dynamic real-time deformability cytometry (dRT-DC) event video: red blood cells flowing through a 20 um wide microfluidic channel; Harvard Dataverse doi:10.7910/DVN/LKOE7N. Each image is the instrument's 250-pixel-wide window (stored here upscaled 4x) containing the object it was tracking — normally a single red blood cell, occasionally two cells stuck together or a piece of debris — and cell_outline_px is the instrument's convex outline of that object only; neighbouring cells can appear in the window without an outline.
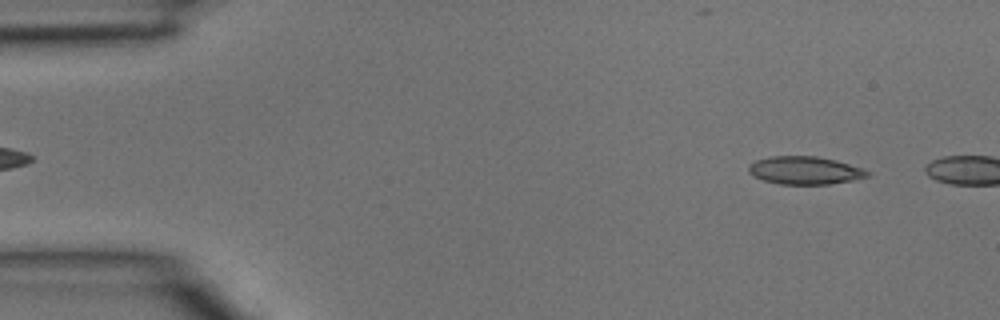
{"species": "common noctule bat (a hibernating species)", "species_latin": "Nyctalus noctula", "temperature_condition": "room temperature", "stored_images_in_passage": 2, "camera_frame_rate_fps": 3000, "um_per_image_px": 0.085, "animal": {"sex": "male", "body_mass_g": 15.6}, "frame": {"image": 1, "passage_image": 1, "time_ms": 0.0, "image_size_px": [1000, 320], "cell_outline_px": [[872, 172], [868, 176], [852, 180], [828, 184], [780, 184], [764, 180], [748, 172], [748, 164], [756, 160], [768, 156], [816, 156], [836, 160], [864, 168]], "centroid_in_image_um": [68.43, 14.47], "position_along_channel_um": 16.6, "area_um2": 19.36}}